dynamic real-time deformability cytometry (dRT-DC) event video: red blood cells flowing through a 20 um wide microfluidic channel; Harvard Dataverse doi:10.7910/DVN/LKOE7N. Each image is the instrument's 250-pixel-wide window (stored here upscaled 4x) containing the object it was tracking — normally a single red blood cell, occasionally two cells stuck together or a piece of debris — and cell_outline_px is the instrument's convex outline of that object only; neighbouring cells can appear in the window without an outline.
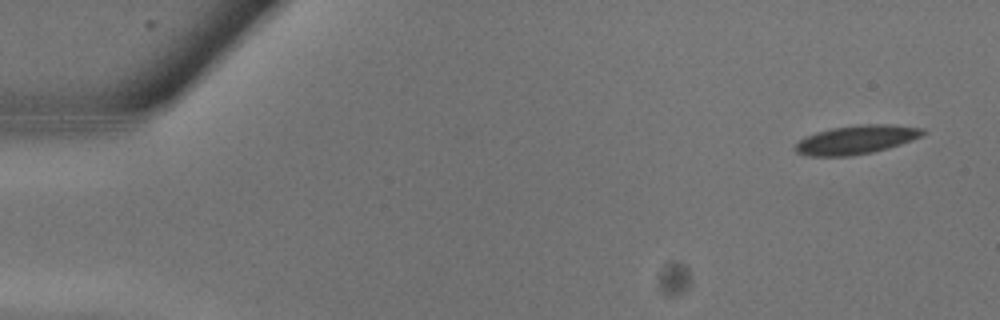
{"species": "common noctule bat (a hibernating species)", "species_latin": "Nyctalus noctula", "temperature_condition": "warm", "stored_images_in_passage": 15, "camera_frame_rate_fps": 3000, "um_per_image_px": 0.085, "animal": {"sex": "male", "body_mass_g": 13.3}, "frame": {"image": 1, "passage_image": 2, "time_ms": 0.333, "image_size_px": [1000, 320], "cell_outline_px": [[928, 132], [912, 140], [888, 148], [872, 152], [852, 156], [808, 156], [796, 152], [792, 148], [804, 136], [816, 132], [832, 128], [864, 124], [892, 124], [924, 128]], "centroid_in_image_um": [72.78, 11.87], "position_along_channel_um": 12.2, "area_um2": 21.5}}
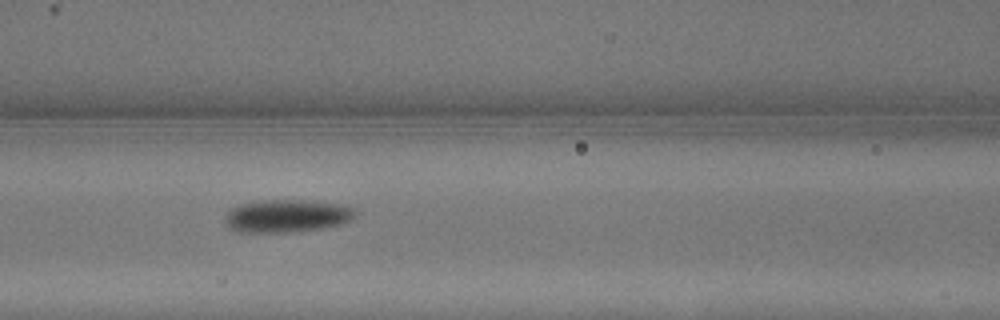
{"frame": {"image": 2, "passage_image": 12, "time_ms": 3.667, "image_size_px": [1000, 320], "cell_outline_px": [[352, 216], [348, 220], [340, 224], [324, 228], [288, 232], [236, 232], [228, 228], [224, 224], [224, 220], [228, 212], [232, 208], [240, 204], [260, 200], [304, 200], [344, 204], [352, 208]], "centroid_in_image_um": [24.3, 18.35], "position_along_channel_um": 142.3, "area_um2": 24.8}}
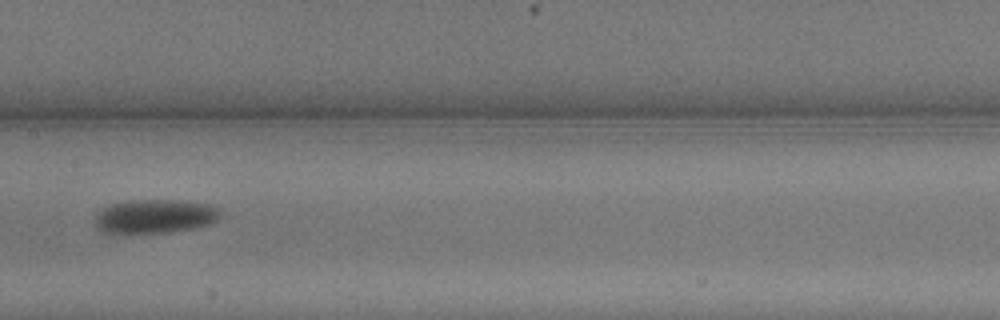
{"frame": {"image": 3, "passage_image": 14, "time_ms": 4.333, "image_size_px": [1000, 320], "cell_outline_px": [[224, 208], [220, 216], [212, 224], [196, 228], [168, 232], [124, 236], [112, 236], [100, 232], [96, 228], [96, 216], [104, 208], [112, 204], [128, 200], [172, 200], [204, 204]], "centroid_in_image_um": [13.13, 18.45], "position_along_channel_um": 194.3, "area_um2": 25.72}}